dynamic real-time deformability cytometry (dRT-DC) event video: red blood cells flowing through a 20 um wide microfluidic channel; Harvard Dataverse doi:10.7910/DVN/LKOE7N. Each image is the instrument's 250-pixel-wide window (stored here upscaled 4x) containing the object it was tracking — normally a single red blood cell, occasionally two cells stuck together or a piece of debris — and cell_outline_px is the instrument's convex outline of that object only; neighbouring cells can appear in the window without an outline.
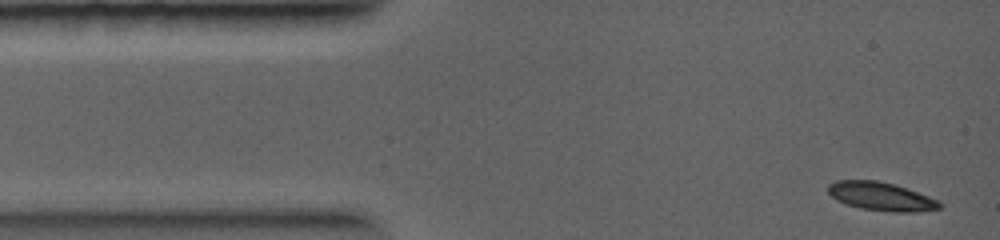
{"species": "common noctule bat (a hibernating species)", "species_latin": "Nyctalus noctula", "temperature_condition": "warm", "stored_images_in_passage": 3, "camera_frame_rate_fps": 5000, "um_per_image_px": 0.085, "animal": {"sex": "female", "body_mass_g": 19.0, "forearm_length_mm": 56.7}, "frame": {"image": 1, "passage_image": 1, "time_ms": 0.0, "image_size_px": [1000, 240], "cell_outline_px": [[944, 204], [940, 208], [916, 212], [896, 212], [860, 208], [836, 200], [828, 192], [828, 184], [836, 180], [876, 180], [892, 184], [940, 200]], "centroid_in_image_um": [74.9, 16.7], "position_along_channel_um": 10.1, "area_um2": 18.32}}
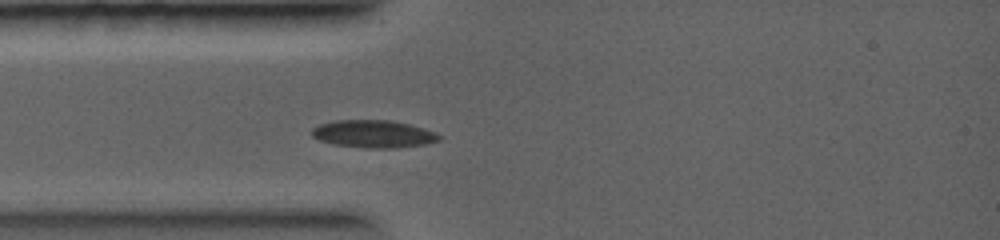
{"frame": {"image": 2, "passage_image": 3, "time_ms": 2.2, "image_size_px": [1000, 240], "cell_outline_px": [[440, 140], [424, 144], [396, 148], [368, 148], [332, 144], [320, 140], [312, 136], [312, 128], [320, 124], [336, 120], [392, 120], [424, 128], [440, 136]], "centroid_in_image_um": [31.72, 11.38], "position_along_channel_um": 53.3, "area_um2": 20.29}}